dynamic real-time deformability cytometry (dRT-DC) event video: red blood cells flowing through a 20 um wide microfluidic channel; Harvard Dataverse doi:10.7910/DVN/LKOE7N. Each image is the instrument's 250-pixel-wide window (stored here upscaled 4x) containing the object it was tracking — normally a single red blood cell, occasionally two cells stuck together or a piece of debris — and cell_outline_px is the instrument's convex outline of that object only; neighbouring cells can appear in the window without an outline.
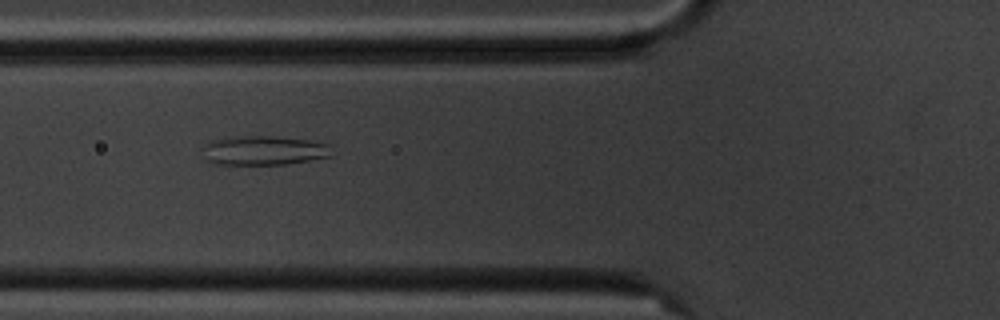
{"species": "common noctule bat (a hibernating species)", "species_latin": "Nyctalus noctula", "temperature_condition": "cold", "stored_images_in_passage": 9, "camera_frame_rate_fps": 3000, "um_per_image_px": 0.085, "animal": {"sex": "male", "body_mass_g": 20.1, "forearm_length_mm": 53.5}, "frame": {"image": 1, "passage_image": 6, "time_ms": 5.667, "image_size_px": [1000, 320], "cell_outline_px": [[332, 156], [288, 164], [216, 164], [208, 160], [200, 148], [208, 140], [224, 136], [272, 136], [308, 140], [328, 144]], "centroid_in_image_um": [22.35, 12.77], "position_along_channel_um": 103.5, "area_um2": 22.25}}